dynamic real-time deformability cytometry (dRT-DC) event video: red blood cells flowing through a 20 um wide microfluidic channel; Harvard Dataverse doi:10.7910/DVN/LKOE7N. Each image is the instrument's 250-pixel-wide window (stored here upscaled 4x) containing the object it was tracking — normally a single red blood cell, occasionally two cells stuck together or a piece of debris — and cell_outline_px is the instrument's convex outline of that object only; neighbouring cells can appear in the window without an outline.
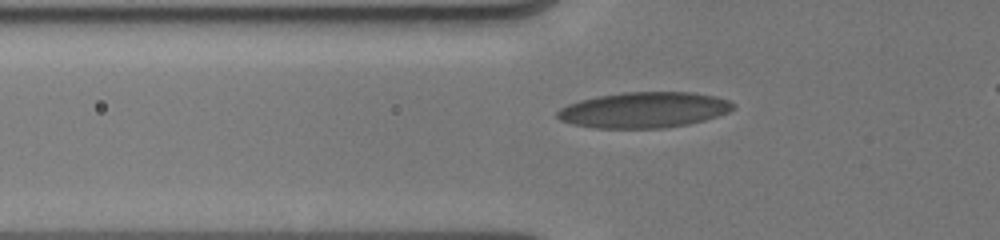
{"species": "human", "species_latin": "Homo sapiens", "temperature_condition": "cold", "stored_images_in_passage": 44, "camera_frame_rate_fps": 3000, "um_per_image_px": 0.085, "donor": {"sex": "male"}, "frame": {"image": 1, "passage_image": 8, "time_ms": 3.0, "image_size_px": [1000, 240], "cell_outline_px": [[736, 108], [728, 112], [704, 120], [688, 124], [664, 128], [596, 128], [572, 124], [560, 120], [556, 116], [556, 112], [560, 108], [568, 104], [580, 100], [596, 96], [620, 92], [692, 92], [716, 96], [728, 100], [736, 104]], "centroid_in_image_um": [54.74, 9.34], "position_along_channel_um": 71.1, "area_um2": 36.82}}
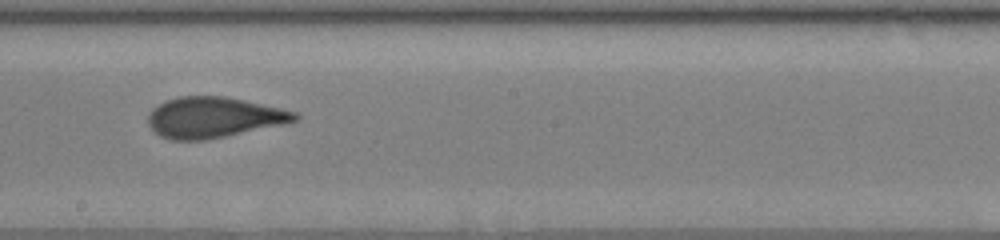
{"frame": {"image": 2, "passage_image": 22, "time_ms": 7.0, "image_size_px": [1000, 240], "cell_outline_px": [[300, 116], [296, 120], [284, 124], [204, 140], [172, 140], [160, 136], [148, 124], [148, 116], [152, 108], [164, 100], [180, 96], [224, 96], [244, 100], [280, 108], [296, 112]], "centroid_in_image_um": [18.13, 9.97], "position_along_channel_um": 230.1, "area_um2": 34.56}}
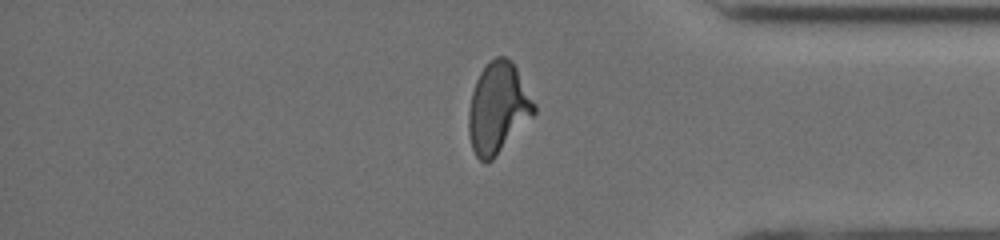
{"frame": {"image": 3, "passage_image": 38, "time_ms": 11.333, "image_size_px": [1000, 240], "cell_outline_px": [[536, 112], [496, 156], [492, 160], [484, 164], [476, 156], [472, 148], [468, 132], [468, 112], [472, 92], [476, 80], [480, 72], [496, 56], [504, 56], [512, 60], [536, 104]], "centroid_in_image_um": [42.32, 9.19], "position_along_channel_um": 392.9, "area_um2": 34.51}}